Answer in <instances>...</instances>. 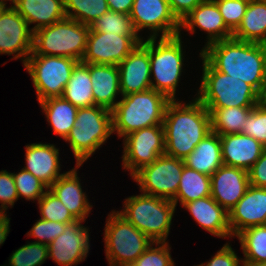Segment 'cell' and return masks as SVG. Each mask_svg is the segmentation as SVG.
Here are the masks:
<instances>
[{
    "label": "cell",
    "instance_id": "cell-1",
    "mask_svg": "<svg viewBox=\"0 0 266 266\" xmlns=\"http://www.w3.org/2000/svg\"><path fill=\"white\" fill-rule=\"evenodd\" d=\"M215 70L240 79L257 92L266 78L262 43L224 39L204 46L200 54Z\"/></svg>",
    "mask_w": 266,
    "mask_h": 266
},
{
    "label": "cell",
    "instance_id": "cell-2",
    "mask_svg": "<svg viewBox=\"0 0 266 266\" xmlns=\"http://www.w3.org/2000/svg\"><path fill=\"white\" fill-rule=\"evenodd\" d=\"M182 103L171 100L167 104L163 127L164 154L184 160L211 132V115L197 98L193 102Z\"/></svg>",
    "mask_w": 266,
    "mask_h": 266
},
{
    "label": "cell",
    "instance_id": "cell-3",
    "mask_svg": "<svg viewBox=\"0 0 266 266\" xmlns=\"http://www.w3.org/2000/svg\"><path fill=\"white\" fill-rule=\"evenodd\" d=\"M170 101L165 94L154 89L122 96L112 110L113 133L120 138L145 127L163 125Z\"/></svg>",
    "mask_w": 266,
    "mask_h": 266
},
{
    "label": "cell",
    "instance_id": "cell-4",
    "mask_svg": "<svg viewBox=\"0 0 266 266\" xmlns=\"http://www.w3.org/2000/svg\"><path fill=\"white\" fill-rule=\"evenodd\" d=\"M203 74L197 99L211 114L215 109L254 107L257 91L244 81L215 70L201 55Z\"/></svg>",
    "mask_w": 266,
    "mask_h": 266
},
{
    "label": "cell",
    "instance_id": "cell-5",
    "mask_svg": "<svg viewBox=\"0 0 266 266\" xmlns=\"http://www.w3.org/2000/svg\"><path fill=\"white\" fill-rule=\"evenodd\" d=\"M175 209L171 200L142 193L126 198L117 212L153 242H166Z\"/></svg>",
    "mask_w": 266,
    "mask_h": 266
},
{
    "label": "cell",
    "instance_id": "cell-6",
    "mask_svg": "<svg viewBox=\"0 0 266 266\" xmlns=\"http://www.w3.org/2000/svg\"><path fill=\"white\" fill-rule=\"evenodd\" d=\"M89 32V26L63 18L33 32L31 55L62 56L81 62Z\"/></svg>",
    "mask_w": 266,
    "mask_h": 266
},
{
    "label": "cell",
    "instance_id": "cell-7",
    "mask_svg": "<svg viewBox=\"0 0 266 266\" xmlns=\"http://www.w3.org/2000/svg\"><path fill=\"white\" fill-rule=\"evenodd\" d=\"M112 133V111L95 105L78 109L65 141L70 144L76 164L82 165Z\"/></svg>",
    "mask_w": 266,
    "mask_h": 266
},
{
    "label": "cell",
    "instance_id": "cell-8",
    "mask_svg": "<svg viewBox=\"0 0 266 266\" xmlns=\"http://www.w3.org/2000/svg\"><path fill=\"white\" fill-rule=\"evenodd\" d=\"M149 37V58L151 89L176 100V88L182 74L184 63L181 33L172 37ZM153 75V76H152Z\"/></svg>",
    "mask_w": 266,
    "mask_h": 266
},
{
    "label": "cell",
    "instance_id": "cell-9",
    "mask_svg": "<svg viewBox=\"0 0 266 266\" xmlns=\"http://www.w3.org/2000/svg\"><path fill=\"white\" fill-rule=\"evenodd\" d=\"M109 266H130L153 243L117 211H112L104 229Z\"/></svg>",
    "mask_w": 266,
    "mask_h": 266
},
{
    "label": "cell",
    "instance_id": "cell-10",
    "mask_svg": "<svg viewBox=\"0 0 266 266\" xmlns=\"http://www.w3.org/2000/svg\"><path fill=\"white\" fill-rule=\"evenodd\" d=\"M78 62L69 57L30 55L24 67L31 76L38 102L61 97Z\"/></svg>",
    "mask_w": 266,
    "mask_h": 266
},
{
    "label": "cell",
    "instance_id": "cell-11",
    "mask_svg": "<svg viewBox=\"0 0 266 266\" xmlns=\"http://www.w3.org/2000/svg\"><path fill=\"white\" fill-rule=\"evenodd\" d=\"M184 160L160 155L152 164L143 166L133 176L142 193L168 200L176 197Z\"/></svg>",
    "mask_w": 266,
    "mask_h": 266
},
{
    "label": "cell",
    "instance_id": "cell-12",
    "mask_svg": "<svg viewBox=\"0 0 266 266\" xmlns=\"http://www.w3.org/2000/svg\"><path fill=\"white\" fill-rule=\"evenodd\" d=\"M123 168L132 177L143 166L152 164L165 153L163 125L145 127L124 137Z\"/></svg>",
    "mask_w": 266,
    "mask_h": 266
},
{
    "label": "cell",
    "instance_id": "cell-13",
    "mask_svg": "<svg viewBox=\"0 0 266 266\" xmlns=\"http://www.w3.org/2000/svg\"><path fill=\"white\" fill-rule=\"evenodd\" d=\"M142 40L140 35H118L90 30L81 62L118 66Z\"/></svg>",
    "mask_w": 266,
    "mask_h": 266
},
{
    "label": "cell",
    "instance_id": "cell-14",
    "mask_svg": "<svg viewBox=\"0 0 266 266\" xmlns=\"http://www.w3.org/2000/svg\"><path fill=\"white\" fill-rule=\"evenodd\" d=\"M130 18L137 33L151 30L150 38L172 37L180 34V22L172 13L168 0H134Z\"/></svg>",
    "mask_w": 266,
    "mask_h": 266
},
{
    "label": "cell",
    "instance_id": "cell-15",
    "mask_svg": "<svg viewBox=\"0 0 266 266\" xmlns=\"http://www.w3.org/2000/svg\"><path fill=\"white\" fill-rule=\"evenodd\" d=\"M33 31L27 21L11 5L0 12V54L21 58L23 65L32 53ZM16 53V55H15Z\"/></svg>",
    "mask_w": 266,
    "mask_h": 266
},
{
    "label": "cell",
    "instance_id": "cell-16",
    "mask_svg": "<svg viewBox=\"0 0 266 266\" xmlns=\"http://www.w3.org/2000/svg\"><path fill=\"white\" fill-rule=\"evenodd\" d=\"M82 222L77 220L68 224L65 231L48 245L49 258L59 266L76 265L88 256L90 230Z\"/></svg>",
    "mask_w": 266,
    "mask_h": 266
},
{
    "label": "cell",
    "instance_id": "cell-17",
    "mask_svg": "<svg viewBox=\"0 0 266 266\" xmlns=\"http://www.w3.org/2000/svg\"><path fill=\"white\" fill-rule=\"evenodd\" d=\"M121 96L151 89L149 37L142 40L119 65Z\"/></svg>",
    "mask_w": 266,
    "mask_h": 266
},
{
    "label": "cell",
    "instance_id": "cell-18",
    "mask_svg": "<svg viewBox=\"0 0 266 266\" xmlns=\"http://www.w3.org/2000/svg\"><path fill=\"white\" fill-rule=\"evenodd\" d=\"M210 178L211 197L227 212L239 202L250 186L248 171L224 164Z\"/></svg>",
    "mask_w": 266,
    "mask_h": 266
},
{
    "label": "cell",
    "instance_id": "cell-19",
    "mask_svg": "<svg viewBox=\"0 0 266 266\" xmlns=\"http://www.w3.org/2000/svg\"><path fill=\"white\" fill-rule=\"evenodd\" d=\"M228 213L232 237L247 228L266 225V188L250 185Z\"/></svg>",
    "mask_w": 266,
    "mask_h": 266
},
{
    "label": "cell",
    "instance_id": "cell-20",
    "mask_svg": "<svg viewBox=\"0 0 266 266\" xmlns=\"http://www.w3.org/2000/svg\"><path fill=\"white\" fill-rule=\"evenodd\" d=\"M180 28L190 33L199 28L207 32L206 45L232 38L233 33L226 27L222 15L213 0H203L181 22Z\"/></svg>",
    "mask_w": 266,
    "mask_h": 266
},
{
    "label": "cell",
    "instance_id": "cell-21",
    "mask_svg": "<svg viewBox=\"0 0 266 266\" xmlns=\"http://www.w3.org/2000/svg\"><path fill=\"white\" fill-rule=\"evenodd\" d=\"M24 170L32 173L48 188L62 175L60 174L59 148L53 144L33 143L25 146Z\"/></svg>",
    "mask_w": 266,
    "mask_h": 266
},
{
    "label": "cell",
    "instance_id": "cell-22",
    "mask_svg": "<svg viewBox=\"0 0 266 266\" xmlns=\"http://www.w3.org/2000/svg\"><path fill=\"white\" fill-rule=\"evenodd\" d=\"M223 164L248 171L261 157L265 147L243 133L220 135Z\"/></svg>",
    "mask_w": 266,
    "mask_h": 266
},
{
    "label": "cell",
    "instance_id": "cell-23",
    "mask_svg": "<svg viewBox=\"0 0 266 266\" xmlns=\"http://www.w3.org/2000/svg\"><path fill=\"white\" fill-rule=\"evenodd\" d=\"M80 166L82 165L76 164L75 168L65 172L49 187V190L59 198L76 220L84 222L90 214L92 205L81 188L77 175Z\"/></svg>",
    "mask_w": 266,
    "mask_h": 266
},
{
    "label": "cell",
    "instance_id": "cell-24",
    "mask_svg": "<svg viewBox=\"0 0 266 266\" xmlns=\"http://www.w3.org/2000/svg\"><path fill=\"white\" fill-rule=\"evenodd\" d=\"M194 220L216 237H232L229 227V213L211 196H206L182 205Z\"/></svg>",
    "mask_w": 266,
    "mask_h": 266
},
{
    "label": "cell",
    "instance_id": "cell-25",
    "mask_svg": "<svg viewBox=\"0 0 266 266\" xmlns=\"http://www.w3.org/2000/svg\"><path fill=\"white\" fill-rule=\"evenodd\" d=\"M89 71L95 105L112 111L121 93L118 66L89 64Z\"/></svg>",
    "mask_w": 266,
    "mask_h": 266
},
{
    "label": "cell",
    "instance_id": "cell-26",
    "mask_svg": "<svg viewBox=\"0 0 266 266\" xmlns=\"http://www.w3.org/2000/svg\"><path fill=\"white\" fill-rule=\"evenodd\" d=\"M34 32L66 18L64 0H15L12 5Z\"/></svg>",
    "mask_w": 266,
    "mask_h": 266
},
{
    "label": "cell",
    "instance_id": "cell-27",
    "mask_svg": "<svg viewBox=\"0 0 266 266\" xmlns=\"http://www.w3.org/2000/svg\"><path fill=\"white\" fill-rule=\"evenodd\" d=\"M187 167L211 176L223 165L220 135L208 133L184 159Z\"/></svg>",
    "mask_w": 266,
    "mask_h": 266
},
{
    "label": "cell",
    "instance_id": "cell-28",
    "mask_svg": "<svg viewBox=\"0 0 266 266\" xmlns=\"http://www.w3.org/2000/svg\"><path fill=\"white\" fill-rule=\"evenodd\" d=\"M232 37L241 41L263 43L266 39V1H249L244 17Z\"/></svg>",
    "mask_w": 266,
    "mask_h": 266
},
{
    "label": "cell",
    "instance_id": "cell-29",
    "mask_svg": "<svg viewBox=\"0 0 266 266\" xmlns=\"http://www.w3.org/2000/svg\"><path fill=\"white\" fill-rule=\"evenodd\" d=\"M47 121L53 128L54 134L64 140L76 121L78 107L62 97H51L39 102Z\"/></svg>",
    "mask_w": 266,
    "mask_h": 266
},
{
    "label": "cell",
    "instance_id": "cell-30",
    "mask_svg": "<svg viewBox=\"0 0 266 266\" xmlns=\"http://www.w3.org/2000/svg\"><path fill=\"white\" fill-rule=\"evenodd\" d=\"M61 97L78 108L95 106L89 64H76Z\"/></svg>",
    "mask_w": 266,
    "mask_h": 266
},
{
    "label": "cell",
    "instance_id": "cell-31",
    "mask_svg": "<svg viewBox=\"0 0 266 266\" xmlns=\"http://www.w3.org/2000/svg\"><path fill=\"white\" fill-rule=\"evenodd\" d=\"M211 196V178L184 165L176 197L172 200L177 206Z\"/></svg>",
    "mask_w": 266,
    "mask_h": 266
},
{
    "label": "cell",
    "instance_id": "cell-32",
    "mask_svg": "<svg viewBox=\"0 0 266 266\" xmlns=\"http://www.w3.org/2000/svg\"><path fill=\"white\" fill-rule=\"evenodd\" d=\"M253 107H228L215 109L211 115V131L218 135L242 133L246 119Z\"/></svg>",
    "mask_w": 266,
    "mask_h": 266
},
{
    "label": "cell",
    "instance_id": "cell-33",
    "mask_svg": "<svg viewBox=\"0 0 266 266\" xmlns=\"http://www.w3.org/2000/svg\"><path fill=\"white\" fill-rule=\"evenodd\" d=\"M236 237L244 254L243 263H266V225L247 228Z\"/></svg>",
    "mask_w": 266,
    "mask_h": 266
},
{
    "label": "cell",
    "instance_id": "cell-34",
    "mask_svg": "<svg viewBox=\"0 0 266 266\" xmlns=\"http://www.w3.org/2000/svg\"><path fill=\"white\" fill-rule=\"evenodd\" d=\"M64 4L68 18L87 26L109 10L107 0H64Z\"/></svg>",
    "mask_w": 266,
    "mask_h": 266
},
{
    "label": "cell",
    "instance_id": "cell-35",
    "mask_svg": "<svg viewBox=\"0 0 266 266\" xmlns=\"http://www.w3.org/2000/svg\"><path fill=\"white\" fill-rule=\"evenodd\" d=\"M90 30L118 35H138L129 14L108 10L89 26Z\"/></svg>",
    "mask_w": 266,
    "mask_h": 266
},
{
    "label": "cell",
    "instance_id": "cell-36",
    "mask_svg": "<svg viewBox=\"0 0 266 266\" xmlns=\"http://www.w3.org/2000/svg\"><path fill=\"white\" fill-rule=\"evenodd\" d=\"M41 218L47 221L73 223L77 221L59 198L49 189L38 200Z\"/></svg>",
    "mask_w": 266,
    "mask_h": 266
},
{
    "label": "cell",
    "instance_id": "cell-37",
    "mask_svg": "<svg viewBox=\"0 0 266 266\" xmlns=\"http://www.w3.org/2000/svg\"><path fill=\"white\" fill-rule=\"evenodd\" d=\"M49 258L48 245L28 242L21 246L9 258L10 266H40Z\"/></svg>",
    "mask_w": 266,
    "mask_h": 266
},
{
    "label": "cell",
    "instance_id": "cell-38",
    "mask_svg": "<svg viewBox=\"0 0 266 266\" xmlns=\"http://www.w3.org/2000/svg\"><path fill=\"white\" fill-rule=\"evenodd\" d=\"M12 175L18 198L24 197L26 200L38 201L49 189L41 180L23 168L20 172L12 173Z\"/></svg>",
    "mask_w": 266,
    "mask_h": 266
},
{
    "label": "cell",
    "instance_id": "cell-39",
    "mask_svg": "<svg viewBox=\"0 0 266 266\" xmlns=\"http://www.w3.org/2000/svg\"><path fill=\"white\" fill-rule=\"evenodd\" d=\"M170 250L168 242H153L130 266H174Z\"/></svg>",
    "mask_w": 266,
    "mask_h": 266
},
{
    "label": "cell",
    "instance_id": "cell-40",
    "mask_svg": "<svg viewBox=\"0 0 266 266\" xmlns=\"http://www.w3.org/2000/svg\"><path fill=\"white\" fill-rule=\"evenodd\" d=\"M222 15L226 27L233 33L244 17L250 0H213Z\"/></svg>",
    "mask_w": 266,
    "mask_h": 266
},
{
    "label": "cell",
    "instance_id": "cell-41",
    "mask_svg": "<svg viewBox=\"0 0 266 266\" xmlns=\"http://www.w3.org/2000/svg\"><path fill=\"white\" fill-rule=\"evenodd\" d=\"M242 133L253 137L266 148V109L256 105L249 113Z\"/></svg>",
    "mask_w": 266,
    "mask_h": 266
},
{
    "label": "cell",
    "instance_id": "cell-42",
    "mask_svg": "<svg viewBox=\"0 0 266 266\" xmlns=\"http://www.w3.org/2000/svg\"><path fill=\"white\" fill-rule=\"evenodd\" d=\"M68 224L70 223L47 221L40 218L27 234L29 237L38 239L34 242L49 245L52 240L65 231V228Z\"/></svg>",
    "mask_w": 266,
    "mask_h": 266
},
{
    "label": "cell",
    "instance_id": "cell-43",
    "mask_svg": "<svg viewBox=\"0 0 266 266\" xmlns=\"http://www.w3.org/2000/svg\"><path fill=\"white\" fill-rule=\"evenodd\" d=\"M18 200L17 189L12 173L6 170L0 171V213H6L8 207H12Z\"/></svg>",
    "mask_w": 266,
    "mask_h": 266
},
{
    "label": "cell",
    "instance_id": "cell-44",
    "mask_svg": "<svg viewBox=\"0 0 266 266\" xmlns=\"http://www.w3.org/2000/svg\"><path fill=\"white\" fill-rule=\"evenodd\" d=\"M226 243L222 248L207 262L197 266H243V260L238 259L237 254L229 245Z\"/></svg>",
    "mask_w": 266,
    "mask_h": 266
},
{
    "label": "cell",
    "instance_id": "cell-45",
    "mask_svg": "<svg viewBox=\"0 0 266 266\" xmlns=\"http://www.w3.org/2000/svg\"><path fill=\"white\" fill-rule=\"evenodd\" d=\"M250 185L266 188V148L262 151L261 157L248 170Z\"/></svg>",
    "mask_w": 266,
    "mask_h": 266
},
{
    "label": "cell",
    "instance_id": "cell-46",
    "mask_svg": "<svg viewBox=\"0 0 266 266\" xmlns=\"http://www.w3.org/2000/svg\"><path fill=\"white\" fill-rule=\"evenodd\" d=\"M203 0H168L170 9L181 22Z\"/></svg>",
    "mask_w": 266,
    "mask_h": 266
},
{
    "label": "cell",
    "instance_id": "cell-47",
    "mask_svg": "<svg viewBox=\"0 0 266 266\" xmlns=\"http://www.w3.org/2000/svg\"><path fill=\"white\" fill-rule=\"evenodd\" d=\"M133 2L134 0H107V5L111 11L130 15Z\"/></svg>",
    "mask_w": 266,
    "mask_h": 266
},
{
    "label": "cell",
    "instance_id": "cell-48",
    "mask_svg": "<svg viewBox=\"0 0 266 266\" xmlns=\"http://www.w3.org/2000/svg\"><path fill=\"white\" fill-rule=\"evenodd\" d=\"M7 213H0V245H2L10 232V218Z\"/></svg>",
    "mask_w": 266,
    "mask_h": 266
},
{
    "label": "cell",
    "instance_id": "cell-49",
    "mask_svg": "<svg viewBox=\"0 0 266 266\" xmlns=\"http://www.w3.org/2000/svg\"><path fill=\"white\" fill-rule=\"evenodd\" d=\"M257 105L266 109V78L257 92Z\"/></svg>",
    "mask_w": 266,
    "mask_h": 266
},
{
    "label": "cell",
    "instance_id": "cell-50",
    "mask_svg": "<svg viewBox=\"0 0 266 266\" xmlns=\"http://www.w3.org/2000/svg\"><path fill=\"white\" fill-rule=\"evenodd\" d=\"M243 266H266V263H243Z\"/></svg>",
    "mask_w": 266,
    "mask_h": 266
},
{
    "label": "cell",
    "instance_id": "cell-51",
    "mask_svg": "<svg viewBox=\"0 0 266 266\" xmlns=\"http://www.w3.org/2000/svg\"><path fill=\"white\" fill-rule=\"evenodd\" d=\"M6 1H11L12 4L15 2V0H0L1 3H4L6 5Z\"/></svg>",
    "mask_w": 266,
    "mask_h": 266
},
{
    "label": "cell",
    "instance_id": "cell-52",
    "mask_svg": "<svg viewBox=\"0 0 266 266\" xmlns=\"http://www.w3.org/2000/svg\"><path fill=\"white\" fill-rule=\"evenodd\" d=\"M6 5L4 3L0 2V12L2 11V9L5 7Z\"/></svg>",
    "mask_w": 266,
    "mask_h": 266
},
{
    "label": "cell",
    "instance_id": "cell-53",
    "mask_svg": "<svg viewBox=\"0 0 266 266\" xmlns=\"http://www.w3.org/2000/svg\"><path fill=\"white\" fill-rule=\"evenodd\" d=\"M262 45H263V47H264V49L266 51V39L263 41Z\"/></svg>",
    "mask_w": 266,
    "mask_h": 266
}]
</instances>
